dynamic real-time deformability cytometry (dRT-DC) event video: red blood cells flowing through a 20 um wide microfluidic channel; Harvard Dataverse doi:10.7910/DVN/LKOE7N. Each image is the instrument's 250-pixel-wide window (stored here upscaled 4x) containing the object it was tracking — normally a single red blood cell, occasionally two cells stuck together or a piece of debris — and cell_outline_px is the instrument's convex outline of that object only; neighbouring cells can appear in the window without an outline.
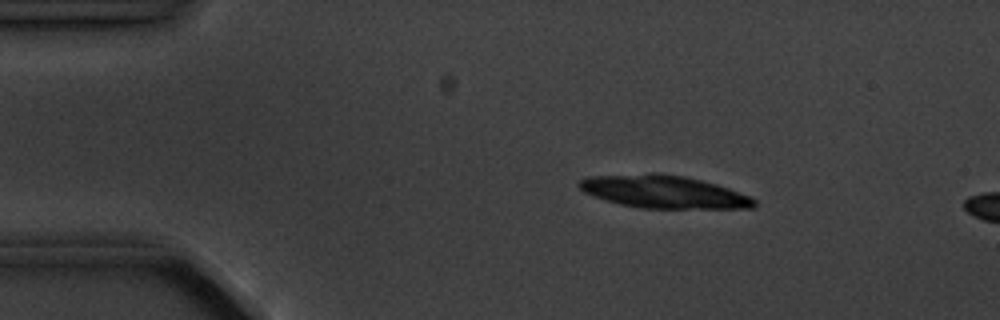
{"species": "common noctule bat (a hibernating species)", "species_latin": "Nyctalus noctula", "temperature_condition": "cold", "stored_images_in_passage": 4, "camera_frame_rate_fps": 3000, "um_per_image_px": 0.085, "animal": {"sex": "male", "body_mass_g": 20.1, "forearm_length_mm": 53.5}, "frame": {"image": 1, "passage_image": 2, "time_ms": 1.0, "image_size_px": [1000, 320], "cell_outline_px": [[756, 208], [640, 208], [620, 204], [604, 200], [584, 192], [576, 184], [580, 180], [592, 176], [684, 176], [716, 184], [752, 196], [756, 200]], "centroid_in_image_um": [56.49, 16.36], "position_along_channel_um": 28.5, "area_um2": 32.19}}